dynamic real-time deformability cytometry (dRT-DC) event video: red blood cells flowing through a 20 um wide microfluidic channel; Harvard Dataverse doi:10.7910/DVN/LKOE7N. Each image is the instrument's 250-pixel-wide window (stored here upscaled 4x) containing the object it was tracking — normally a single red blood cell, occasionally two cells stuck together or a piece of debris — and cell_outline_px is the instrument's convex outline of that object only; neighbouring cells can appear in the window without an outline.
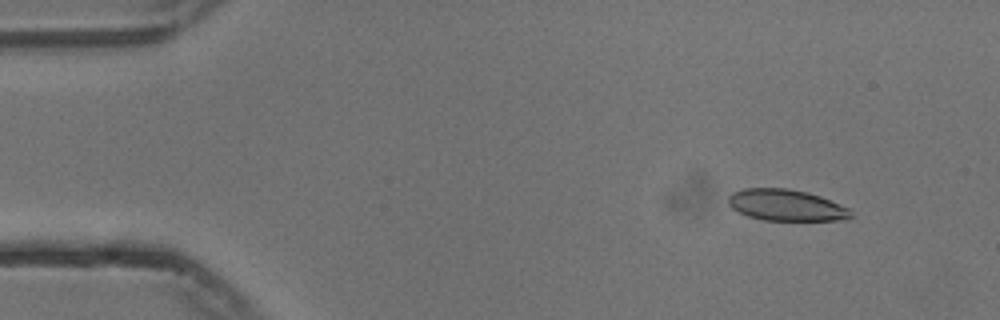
{"species": "common noctule bat (a hibernating species)", "species_latin": "Nyctalus noctula", "temperature_condition": "cold", "stored_images_in_passage": 55, "camera_frame_rate_fps": 3000, "um_per_image_px": 0.085, "animal": {"sex": "male", "body_mass_g": 13.3}, "frame": {"image": 1, "passage_image": 6, "time_ms": 1.667, "image_size_px": [1000, 320], "cell_outline_px": [[852, 216], [844, 220], [764, 220], [748, 216], [732, 208], [728, 204], [728, 196], [732, 192], [744, 188], [788, 188], [808, 192], [820, 196], [848, 208], [852, 212]], "centroid_in_image_um": [66.8, 17.43], "position_along_channel_um": 18.2, "area_um2": 22.37}}
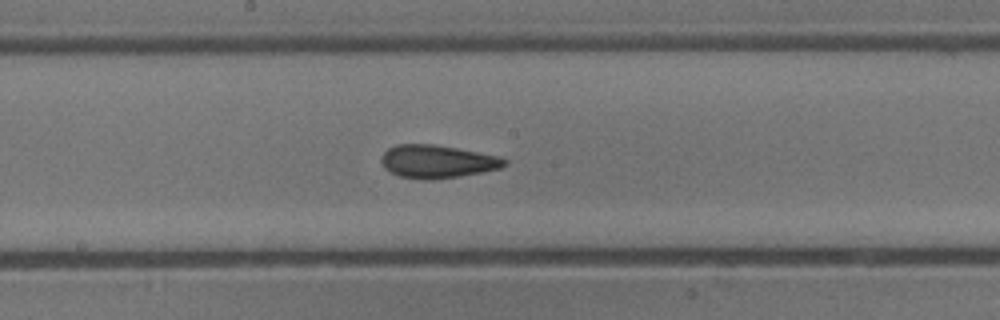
{"frame": {"image": 2, "passage_image": 29, "time_ms": 9.333, "image_size_px": [1000, 320], "cell_outline_px": [[508, 164], [500, 168], [460, 176], [432, 180], [420, 180], [400, 176], [384, 168], [380, 160], [384, 152], [388, 148], [396, 144], [432, 144], [456, 148], [500, 156], [508, 160]], "centroid_in_image_um": [37.16, 13.73], "position_along_channel_um": 211.0, "area_um2": 23.76}}
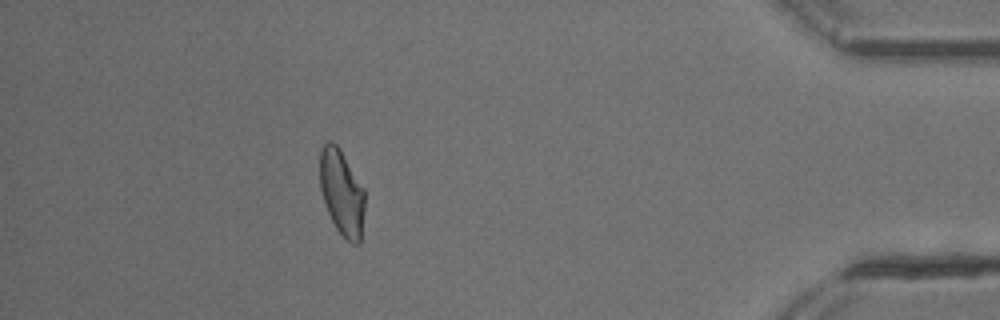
{"frame": {"image": 3, "passage_image": 49, "time_ms": 16.0, "image_size_px": [1000, 320], "cell_outline_px": [[364, 208], [360, 244], [352, 244], [336, 228], [328, 212], [320, 188], [320, 152], [324, 144], [328, 140], [332, 140], [336, 144], [364, 188]], "centroid_in_image_um": [29.05, 16.37], "position_along_channel_um": 406.2, "area_um2": 22.08}, "authors_computed_cell_mechanics": {"area_um2": 23.2356, "velocity_mm_per_s": 3.7396, "shape_relaxation_time_tau1_ms": 9.0938, "shape_relaxation_time_tau2_ms": 1.8939, "deformation_change_tau1": 0.2094, "deformation_change_tau2": 0.1}}